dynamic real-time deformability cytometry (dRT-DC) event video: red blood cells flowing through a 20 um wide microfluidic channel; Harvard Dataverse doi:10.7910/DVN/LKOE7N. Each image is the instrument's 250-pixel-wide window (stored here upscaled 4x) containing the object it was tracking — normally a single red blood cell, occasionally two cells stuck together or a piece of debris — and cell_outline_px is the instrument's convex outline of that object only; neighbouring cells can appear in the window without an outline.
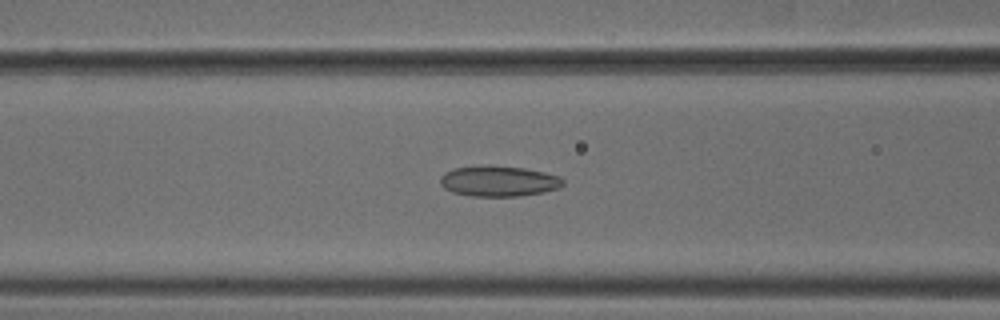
{"species": "common noctule bat (a hibernating species)", "species_latin": "Nyctalus noctula", "temperature_condition": "cold", "stored_images_in_passage": 45, "camera_frame_rate_fps": 3000, "um_per_image_px": 0.085, "animal": {"sex": "male", "body_mass_g": 18.8}, "frame": {"image": 1, "passage_image": 14, "time_ms": 4.333, "image_size_px": [1000, 320], "cell_outline_px": [[564, 184], [560, 188], [544, 192], [520, 196], [472, 196], [452, 192], [444, 188], [440, 184], [440, 176], [444, 172], [452, 168], [524, 168], [544, 172], [560, 176], [564, 180]], "centroid_in_image_um": [42.42, 15.44], "position_along_channel_um": 124.2, "area_um2": 21.27}}
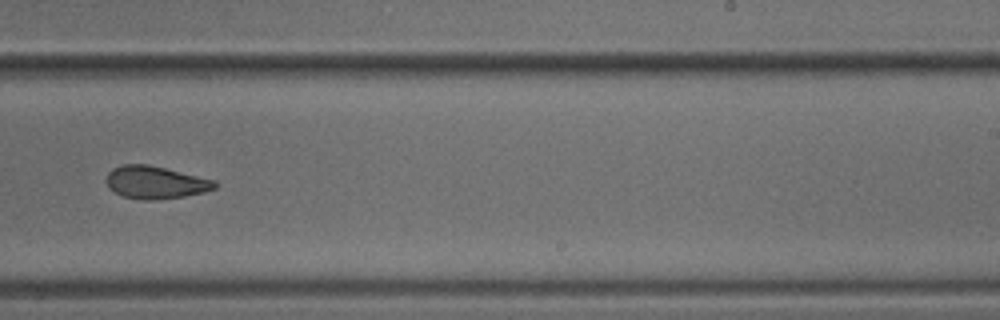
{"frame": {"image": 2, "passage_image": 26, "time_ms": 8.333, "image_size_px": [1000, 320], "cell_outline_px": [[216, 188], [204, 192], [184, 196], [160, 200], [144, 200], [120, 196], [108, 188], [104, 180], [108, 172], [112, 168], [124, 164], [148, 164], [216, 180]], "centroid_in_image_um": [13.17, 15.51], "position_along_channel_um": 275.8, "area_um2": 20.92}}
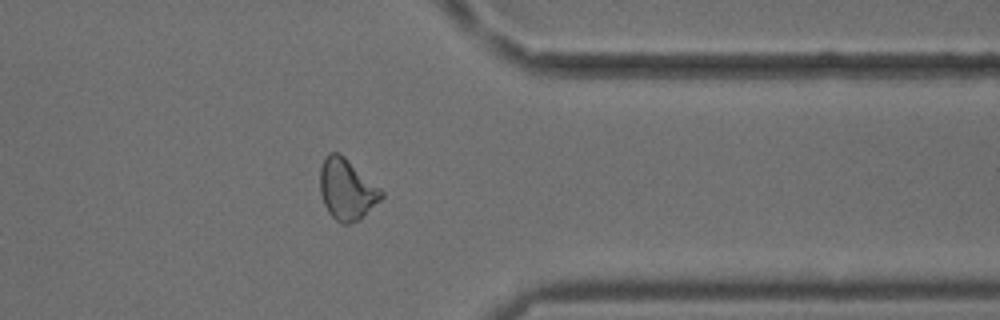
{"frame": {"image": 3, "passage_image": 35, "time_ms": 11.333, "image_size_px": [1000, 320], "cell_outline_px": [[384, 196], [360, 220], [348, 224], [340, 224], [328, 212], [324, 204], [320, 192], [320, 168], [328, 152], [336, 152], [344, 156], [380, 188], [384, 192]], "centroid_in_image_um": [29.47, 16.12], "position_along_channel_um": 381.9, "area_um2": 21.73}, "authors_computed_cell_mechanics": {"area_um2": 21.4438, "velocity_mm_per_s": 3.7841, "shape_relaxation_time_tau1_ms": null, "shape_relaxation_time_tau2_ms": 2.8437, "deformation_change_tau1": null, "deformation_change_tau2": 0.0868}}